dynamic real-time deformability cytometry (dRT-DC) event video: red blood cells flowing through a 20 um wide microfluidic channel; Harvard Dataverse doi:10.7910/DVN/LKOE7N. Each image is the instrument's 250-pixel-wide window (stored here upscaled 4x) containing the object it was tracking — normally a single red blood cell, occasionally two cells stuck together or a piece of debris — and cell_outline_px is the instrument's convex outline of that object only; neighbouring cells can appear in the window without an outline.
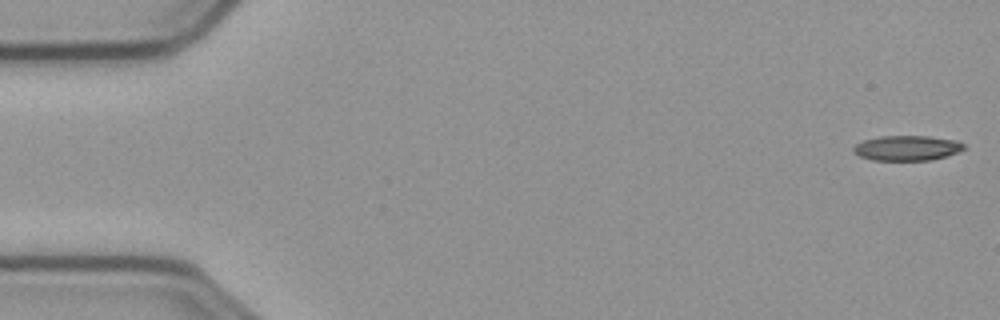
{"species": "common noctule bat (a hibernating species)", "species_latin": "Nyctalus noctula", "temperature_condition": "cold", "stored_images_in_passage": 7, "camera_frame_rate_fps": 3000, "um_per_image_px": 0.085, "animal": {"sex": "male", "body_mass_g": 23.1, "forearm_length_mm": 52.7}, "frame": {"image": 1, "passage_image": 1, "time_ms": 0.0, "image_size_px": [1000, 320], "cell_outline_px": [[968, 148], [944, 156], [928, 160], [872, 160], [860, 156], [852, 152], [852, 148], [856, 144], [864, 140], [880, 136], [928, 136], [960, 140]], "centroid_in_image_um": [77.1, 12.57], "position_along_channel_um": 7.9, "area_um2": 16.18}}